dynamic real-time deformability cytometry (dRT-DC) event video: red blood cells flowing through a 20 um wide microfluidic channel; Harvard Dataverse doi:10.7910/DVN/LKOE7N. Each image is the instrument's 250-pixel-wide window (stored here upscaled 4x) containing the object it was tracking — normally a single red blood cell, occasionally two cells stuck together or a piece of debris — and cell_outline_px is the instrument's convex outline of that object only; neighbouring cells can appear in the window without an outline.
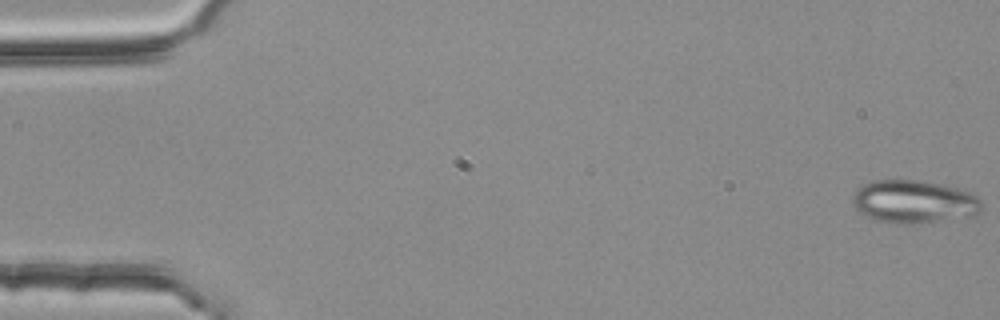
{"species": "common noctule bat (a hibernating species)", "species_latin": "Nyctalus noctula", "temperature_condition": "room temperature", "stored_images_in_passage": 5, "camera_frame_rate_fps": 3000, "um_per_image_px": 0.085, "animal": {"sex": "female", "body_mass_g": 25.1}, "frame": {"image": 1, "passage_image": 1, "time_ms": 0.0, "image_size_px": [1000, 320], "cell_outline_px": [[980, 212], [972, 216], [912, 224], [888, 224], [876, 220], [860, 212], [852, 204], [852, 196], [864, 184], [872, 180], [916, 180], [940, 184], [960, 188], [972, 192], [980, 196]], "centroid_in_image_um": [77.7, 17.15], "position_along_channel_um": 7.3, "area_um2": 32.48}}